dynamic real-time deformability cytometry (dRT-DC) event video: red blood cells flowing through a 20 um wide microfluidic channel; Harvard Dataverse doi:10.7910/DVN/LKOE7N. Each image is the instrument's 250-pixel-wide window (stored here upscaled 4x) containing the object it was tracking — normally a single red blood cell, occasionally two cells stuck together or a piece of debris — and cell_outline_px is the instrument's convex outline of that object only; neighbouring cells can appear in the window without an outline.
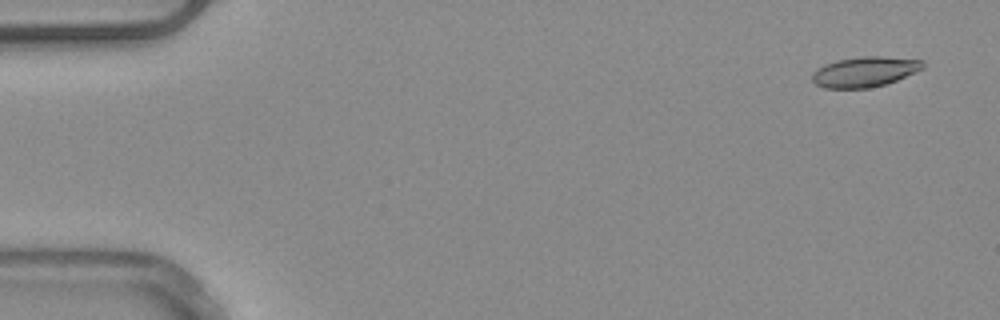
{"species": "common noctule bat (a hibernating species)", "species_latin": "Nyctalus noctula", "temperature_condition": "warm", "stored_images_in_passage": 18, "camera_frame_rate_fps": 3000, "um_per_image_px": 0.085, "animal": {"sex": "male", "body_mass_g": 20.4}, "frame": {"image": 1, "passage_image": 3, "time_ms": 0.667, "image_size_px": [1000, 320], "cell_outline_px": [[924, 68], [916, 72], [896, 80], [884, 84], [868, 88], [824, 88], [816, 84], [812, 80], [812, 72], [816, 68], [824, 64], [836, 60], [864, 56], [880, 56], [924, 60]], "centroid_in_image_um": [73.48, 6.09], "position_along_channel_um": 11.5, "area_um2": 19.54}}
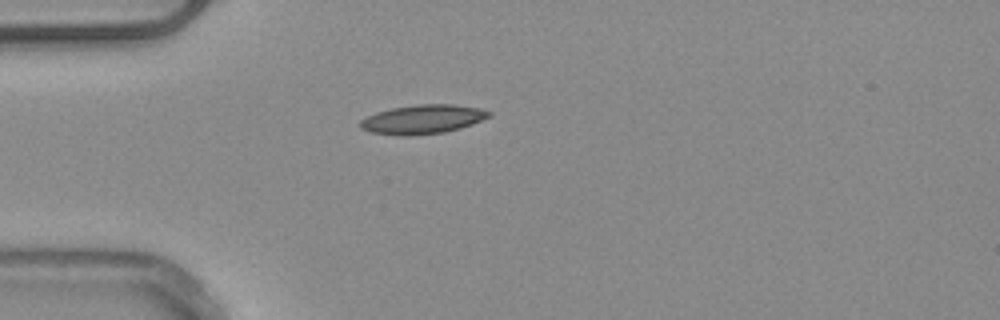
{"frame": {"image": 2, "passage_image": 15, "time_ms": 4.667, "image_size_px": [1000, 320], "cell_outline_px": [[492, 116], [472, 124], [460, 128], [444, 132], [412, 136], [400, 136], [372, 132], [360, 128], [360, 120], [376, 112], [392, 108], [420, 104], [452, 104], [480, 108], [492, 112]], "centroid_in_image_um": [35.95, 10.14], "position_along_channel_um": 49.1, "area_um2": 21.85}}